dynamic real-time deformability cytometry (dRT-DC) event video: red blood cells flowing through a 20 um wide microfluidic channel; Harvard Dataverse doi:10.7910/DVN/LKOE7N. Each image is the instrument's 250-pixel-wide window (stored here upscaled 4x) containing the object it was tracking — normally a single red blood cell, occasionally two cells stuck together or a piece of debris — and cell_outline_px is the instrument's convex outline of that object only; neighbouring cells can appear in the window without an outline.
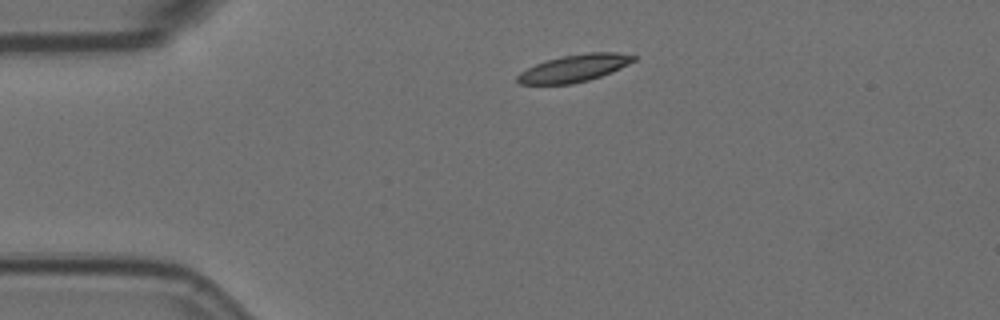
{"species": "Egyptian fruit bat (a non-hibernating species)", "species_latin": "Rousettus aegyptiacus", "temperature_condition": "room temperature", "stored_images_in_passage": 2, "camera_frame_rate_fps": 3000, "um_per_image_px": 0.085, "animal": {"sex": "female"}, "frame": {"image": 1, "passage_image": 1, "time_ms": 0.0, "image_size_px": [1000, 320], "cell_outline_px": [[636, 60], [620, 68], [600, 76], [588, 80], [572, 84], [520, 84], [516, 80], [516, 76], [520, 72], [536, 64], [548, 60], [564, 56], [588, 52], [616, 52], [636, 56]], "centroid_in_image_um": [48.81, 5.8], "position_along_channel_um": 36.2, "area_um2": 18.21}}